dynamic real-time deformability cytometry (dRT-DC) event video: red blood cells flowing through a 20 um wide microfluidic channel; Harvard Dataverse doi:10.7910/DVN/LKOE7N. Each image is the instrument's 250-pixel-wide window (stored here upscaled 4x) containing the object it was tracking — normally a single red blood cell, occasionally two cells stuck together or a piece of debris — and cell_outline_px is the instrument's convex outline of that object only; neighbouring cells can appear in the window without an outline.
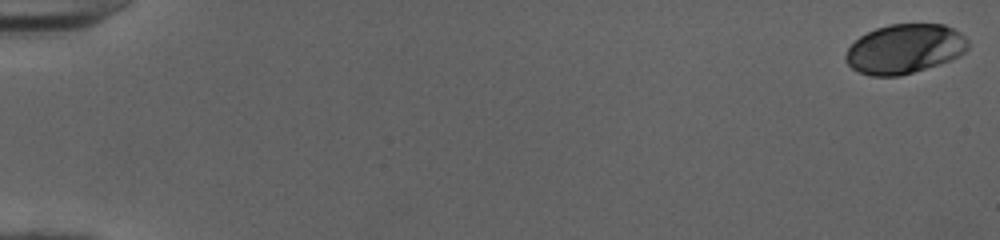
{"species": "human", "species_latin": "Homo sapiens", "temperature_condition": "cold", "stored_images_in_passage": 52, "camera_frame_rate_fps": 3000, "um_per_image_px": 0.085, "donor": {"sex": "female"}, "frame": {"image": 1, "passage_image": 1, "time_ms": 0.0, "image_size_px": [1000, 240], "cell_outline_px": [[968, 48], [960, 56], [900, 76], [872, 76], [860, 72], [852, 68], [848, 64], [844, 56], [848, 48], [860, 36], [876, 28], [888, 24], [944, 24], [960, 32], [968, 40]], "centroid_in_image_um": [76.89, 4.14], "position_along_channel_um": 8.1, "area_um2": 34.97}}
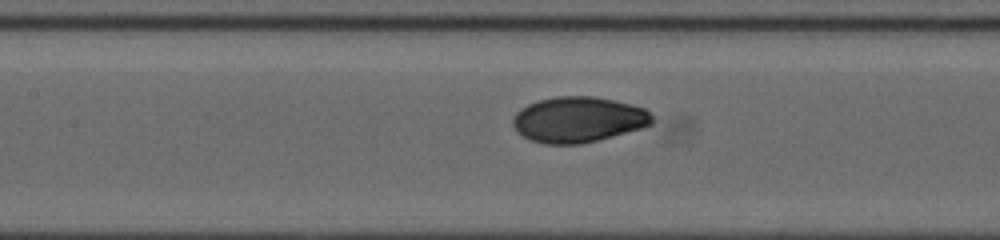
{"frame": {"image": 2, "passage_image": 26, "time_ms": 8.333, "image_size_px": [1000, 240], "cell_outline_px": [[652, 124], [644, 128], [580, 144], [544, 144], [528, 140], [516, 132], [512, 124], [512, 120], [516, 112], [520, 108], [528, 104], [540, 100], [556, 96], [592, 96], [632, 104], [644, 108], [652, 116]], "centroid_in_image_um": [49.12, 10.17], "position_along_channel_um": 158.3, "area_um2": 37.17}}
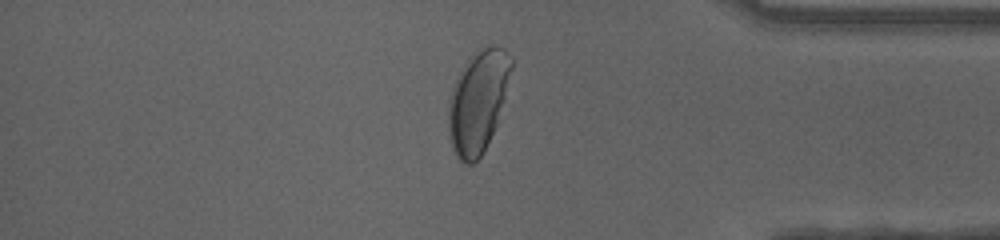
{"frame": {"image": 3, "passage_image": 45, "time_ms": 14.667, "image_size_px": [1000, 240], "cell_outline_px": [[512, 68], [504, 100], [496, 124], [480, 156], [472, 164], [464, 164], [456, 156], [452, 148], [448, 136], [448, 100], [456, 80], [468, 56], [492, 44], [496, 44], [504, 48], [508, 52], [512, 60]], "centroid_in_image_um": [40.61, 8.6], "position_along_channel_um": 394.6, "area_um2": 37.22}, "authors_computed_cell_mechanics": {"area_um2": 36.1828, "velocity_mm_per_s": 4.0153, "shape_relaxation_time_tau1_ms": 4.255, "shape_relaxation_time_tau2_ms": null, "deformation_change_tau1": 0.1728, "deformation_change_tau2": null}}